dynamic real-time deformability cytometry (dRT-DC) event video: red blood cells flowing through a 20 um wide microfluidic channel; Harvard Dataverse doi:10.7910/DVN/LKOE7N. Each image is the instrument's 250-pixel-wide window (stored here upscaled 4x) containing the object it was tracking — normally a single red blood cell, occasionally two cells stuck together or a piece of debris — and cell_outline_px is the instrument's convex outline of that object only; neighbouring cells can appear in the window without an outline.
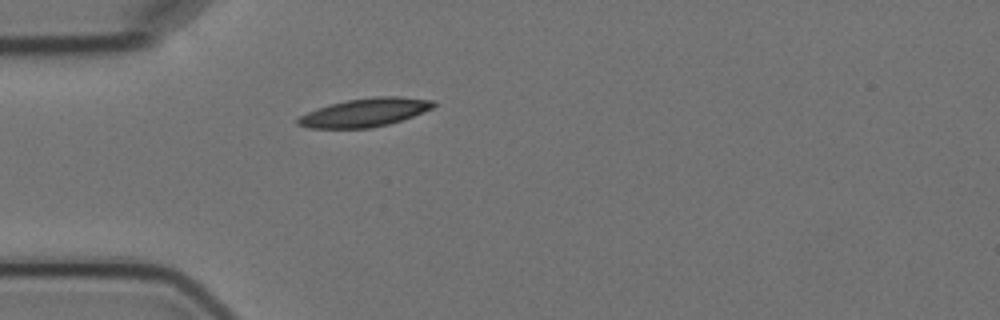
{"species": "Egyptian fruit bat (a non-hibernating species)", "species_latin": "Rousettus aegyptiacus", "temperature_condition": "cold", "stored_images_in_passage": 1, "camera_frame_rate_fps": 3000, "um_per_image_px": 0.085, "animal": {"sex": "female"}, "frame": {"image": 1, "passage_image": 1, "time_ms": 0.0, "image_size_px": [1000, 320], "cell_outline_px": [[436, 104], [432, 108], [412, 116], [388, 124], [372, 128], [308, 128], [296, 124], [296, 120], [300, 116], [316, 108], [328, 104], [348, 100], [376, 96], [400, 96], [436, 100]], "centroid_in_image_um": [31.0, 9.55], "position_along_channel_um": 54.0, "area_um2": 22.48}}